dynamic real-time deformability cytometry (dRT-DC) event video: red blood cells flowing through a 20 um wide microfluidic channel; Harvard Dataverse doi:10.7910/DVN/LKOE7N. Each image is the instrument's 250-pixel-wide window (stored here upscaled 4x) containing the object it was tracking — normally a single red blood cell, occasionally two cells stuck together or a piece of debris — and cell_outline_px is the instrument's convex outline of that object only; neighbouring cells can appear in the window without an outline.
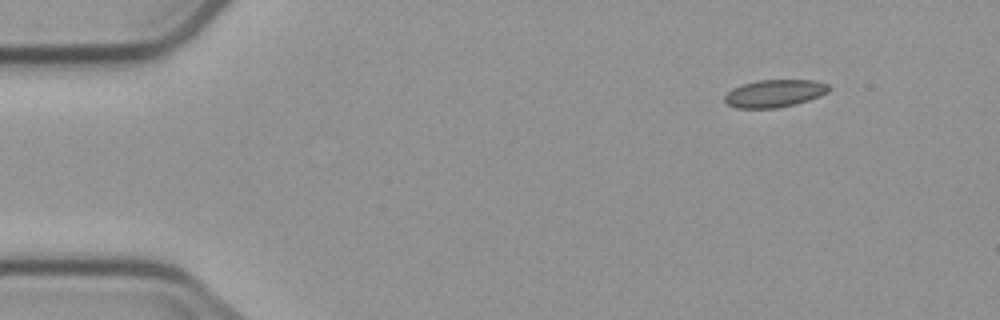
{"species": "common noctule bat (a hibernating species)", "species_latin": "Nyctalus noctula", "temperature_condition": "cold", "stored_images_in_passage": 5, "camera_frame_rate_fps": 3000, "um_per_image_px": 0.085, "animal": {"sex": "male", "body_mass_g": 23.1, "forearm_length_mm": 52.7}, "frame": {"image": 1, "passage_image": 2, "time_ms": 1.333, "image_size_px": [1000, 320], "cell_outline_px": [[832, 88], [828, 92], [820, 96], [796, 104], [776, 108], [736, 108], [728, 104], [724, 100], [724, 96], [732, 88], [756, 80], [816, 80], [828, 84]], "centroid_in_image_um": [65.86, 7.93], "position_along_channel_um": 19.1, "area_um2": 16.82}}
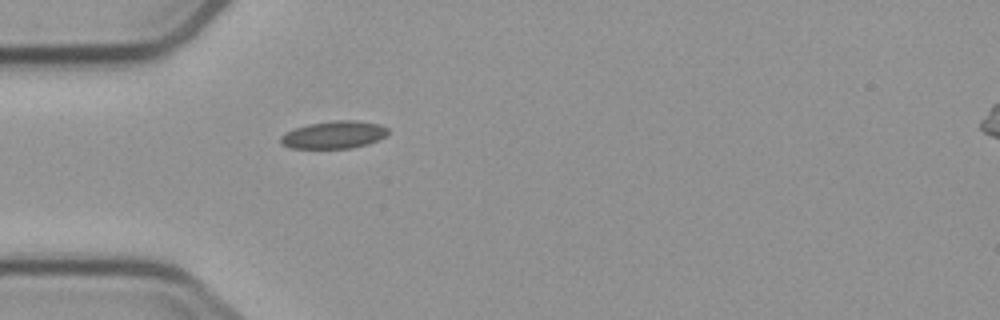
{"frame": {"image": 2, "passage_image": 5, "time_ms": 4.667, "image_size_px": [1000, 320], "cell_outline_px": [[388, 132], [384, 136], [368, 144], [348, 148], [292, 148], [280, 144], [280, 136], [296, 128], [308, 124], [336, 120], [356, 120], [380, 124], [388, 128]], "centroid_in_image_um": [28.38, 11.45], "position_along_channel_um": 56.6, "area_um2": 17.05}}